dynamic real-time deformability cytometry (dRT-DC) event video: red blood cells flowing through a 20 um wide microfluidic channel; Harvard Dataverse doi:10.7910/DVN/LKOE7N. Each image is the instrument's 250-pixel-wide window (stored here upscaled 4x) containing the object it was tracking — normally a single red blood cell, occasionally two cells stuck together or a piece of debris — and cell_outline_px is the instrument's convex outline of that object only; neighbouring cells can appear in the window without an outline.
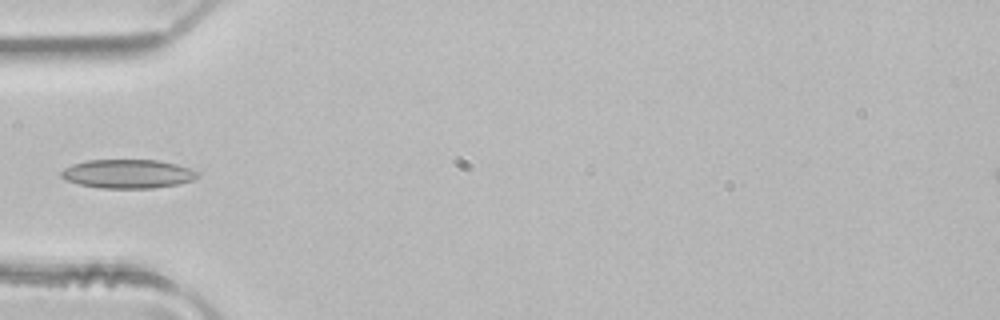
{"species": "common noctule bat (a hibernating species)", "species_latin": "Nyctalus noctula", "temperature_condition": "room temperature", "stored_images_in_passage": 3, "camera_frame_rate_fps": 3000, "um_per_image_px": 0.085, "animal": {"sex": "male", "body_mass_g": 21.5, "forearm_length_mm": 52.0}, "frame": {"image": 1, "passage_image": 3, "time_ms": 0.667, "image_size_px": [1000, 320], "cell_outline_px": [[200, 172], [192, 180], [176, 184], [152, 188], [100, 188], [80, 184], [64, 180], [60, 176], [60, 172], [64, 168], [72, 164], [88, 160], [156, 160], [176, 164]], "centroid_in_image_um": [10.81, 14.77], "position_along_channel_um": 74.2, "area_um2": 22.77}}